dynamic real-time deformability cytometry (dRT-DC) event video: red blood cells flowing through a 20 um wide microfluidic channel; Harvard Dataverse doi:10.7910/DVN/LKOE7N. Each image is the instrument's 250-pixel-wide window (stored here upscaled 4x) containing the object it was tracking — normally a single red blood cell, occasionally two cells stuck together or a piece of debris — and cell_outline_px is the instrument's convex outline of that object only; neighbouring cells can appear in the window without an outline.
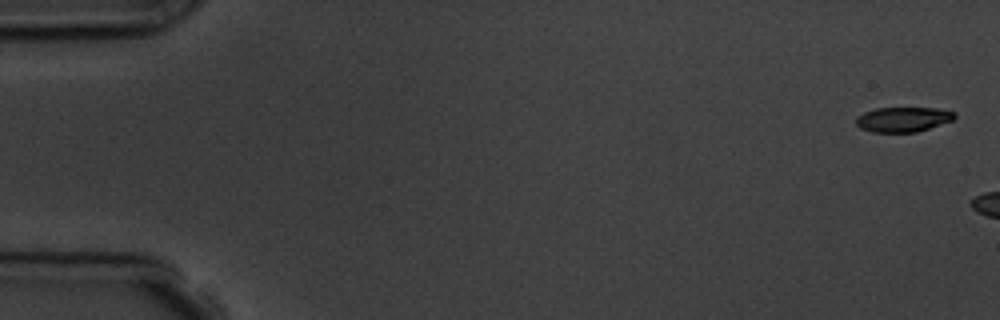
{"species": "common noctule bat (a hibernating species)", "species_latin": "Nyctalus noctula", "temperature_condition": "room temperature", "stored_images_in_passage": 7, "camera_frame_rate_fps": 3000, "um_per_image_px": 0.085, "animal": {"sex": "male", "body_mass_g": 19.5, "forearm_length_mm": 54.6}, "frame": {"image": 1, "passage_image": 1, "time_ms": 0.0, "image_size_px": [1000, 320], "cell_outline_px": [[956, 116], [952, 120], [916, 132], [872, 132], [860, 128], [856, 124], [856, 116], [864, 112], [876, 108], [936, 108], [956, 112]], "centroid_in_image_um": [76.73, 10.14], "position_along_channel_um": 8.3, "area_um2": 14.22}}